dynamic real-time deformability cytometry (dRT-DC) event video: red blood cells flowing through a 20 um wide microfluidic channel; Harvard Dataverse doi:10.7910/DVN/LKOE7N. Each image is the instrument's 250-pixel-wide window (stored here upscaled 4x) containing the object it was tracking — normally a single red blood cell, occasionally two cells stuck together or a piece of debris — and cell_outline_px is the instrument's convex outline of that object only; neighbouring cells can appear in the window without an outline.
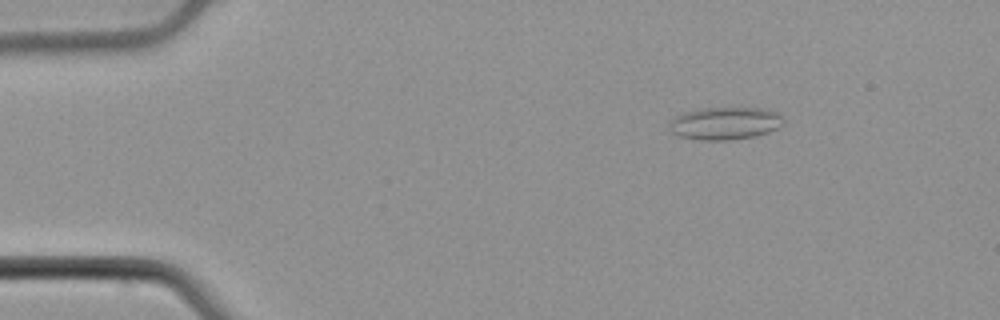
{"species": "common noctule bat (a hibernating species)", "species_latin": "Nyctalus noctula", "temperature_condition": "cold", "stored_images_in_passage": 5, "camera_frame_rate_fps": 3000, "um_per_image_px": 0.085, "animal": {"sex": "male", "body_mass_g": 21.5, "forearm_length_mm": 52.0}, "frame": {"image": 1, "passage_image": 2, "time_ms": 0.333, "image_size_px": [1000, 320], "cell_outline_px": [[784, 124], [780, 128], [756, 136], [728, 140], [700, 140], [680, 136], [672, 132], [668, 128], [668, 124], [676, 116], [684, 112], [704, 108], [764, 108], [776, 112], [784, 116]], "centroid_in_image_um": [61.67, 10.48], "position_along_channel_um": 23.3, "area_um2": 21.85}}
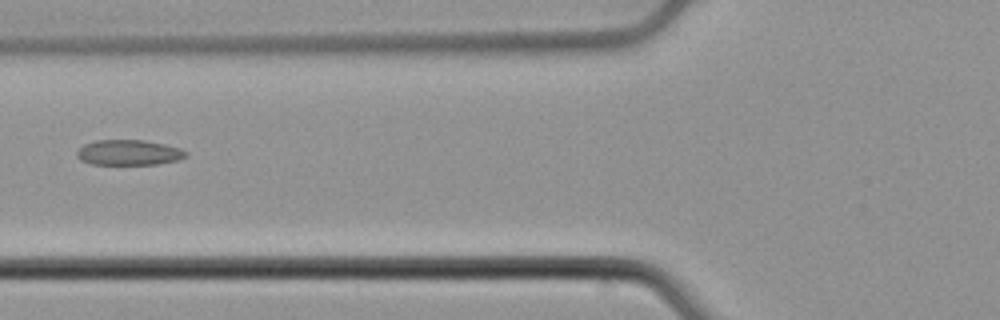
{"frame": {"image": 2, "passage_image": 5, "time_ms": 1.333, "image_size_px": [1000, 320], "cell_outline_px": [[188, 156], [176, 160], [156, 164], [92, 164], [80, 160], [76, 156], [76, 152], [84, 144], [96, 140], [144, 140], [164, 144], [180, 148], [188, 152]], "centroid_in_image_um": [10.94, 12.96], "position_along_channel_um": 114.9, "area_um2": 16.07}}